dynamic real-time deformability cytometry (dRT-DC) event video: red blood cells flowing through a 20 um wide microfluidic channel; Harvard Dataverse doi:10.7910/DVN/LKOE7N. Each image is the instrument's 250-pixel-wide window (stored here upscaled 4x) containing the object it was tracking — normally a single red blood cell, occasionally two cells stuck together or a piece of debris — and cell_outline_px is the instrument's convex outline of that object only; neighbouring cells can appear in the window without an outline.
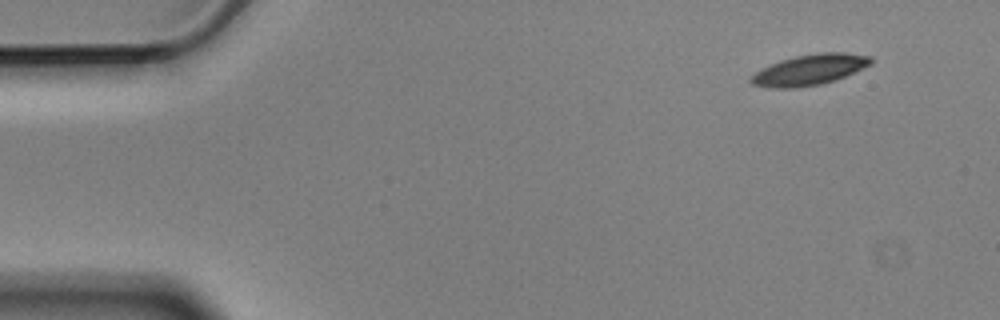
{"species": "Egyptian fruit bat (a non-hibernating species)", "species_latin": "Rousettus aegyptiacus", "temperature_condition": "cold", "stored_images_in_passage": 4, "camera_frame_rate_fps": 3000, "um_per_image_px": 0.085, "animal": {"sex": "male"}, "frame": {"image": 1, "passage_image": 1, "time_ms": 0.0, "image_size_px": [1000, 320], "cell_outline_px": [[872, 64], [844, 76], [820, 84], [796, 88], [768, 88], [752, 84], [748, 80], [760, 68], [780, 60], [796, 56], [820, 52], [844, 52], [872, 56]], "centroid_in_image_um": [68.79, 5.92], "position_along_channel_um": 16.2, "area_um2": 21.39}}
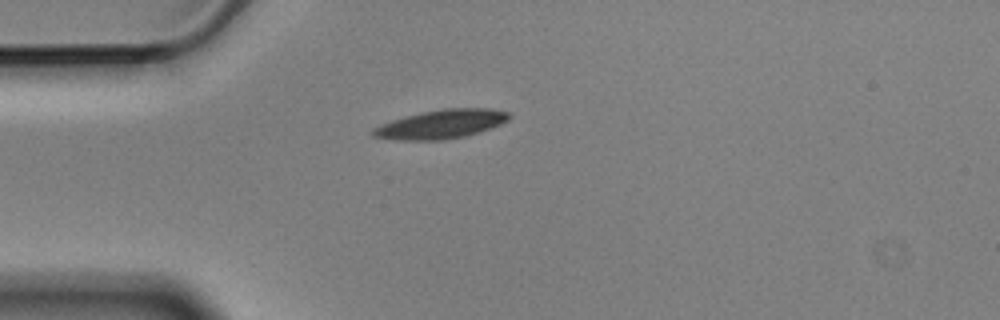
{"frame": {"image": 2, "passage_image": 4, "time_ms": 1.0, "image_size_px": [1000, 320], "cell_outline_px": [[512, 116], [508, 120], [492, 128], [464, 136], [444, 140], [400, 140], [372, 136], [372, 128], [380, 124], [404, 116], [420, 112], [444, 108], [492, 108], [512, 112]], "centroid_in_image_um": [37.53, 10.54], "position_along_channel_um": 47.5, "area_um2": 23.12}}